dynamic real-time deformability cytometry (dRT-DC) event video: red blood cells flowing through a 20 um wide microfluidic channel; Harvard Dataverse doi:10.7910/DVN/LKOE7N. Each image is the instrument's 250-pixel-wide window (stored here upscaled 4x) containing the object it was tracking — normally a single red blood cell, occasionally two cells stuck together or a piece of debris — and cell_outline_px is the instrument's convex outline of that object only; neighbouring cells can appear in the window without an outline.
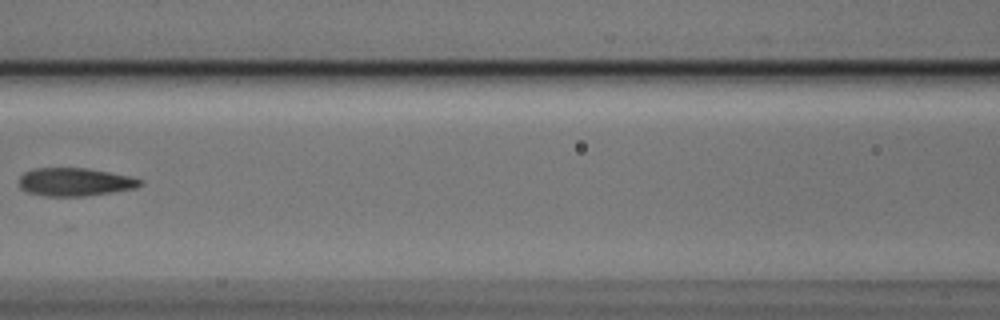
{"species": "Egyptian fruit bat (a non-hibernating species)", "species_latin": "Rousettus aegyptiacus", "temperature_condition": "cold", "stored_images_in_passage": 7, "camera_frame_rate_fps": 3000, "um_per_image_px": 0.085, "animal": {"sex": "male"}, "frame": {"image": 1, "passage_image": 6, "time_ms": 1.667, "image_size_px": [1000, 320], "cell_outline_px": [[144, 184], [136, 188], [112, 192], [84, 196], [48, 196], [28, 192], [20, 188], [20, 176], [24, 172], [32, 168], [88, 168], [128, 176], [144, 180]], "centroid_in_image_um": [6.38, 15.46], "position_along_channel_um": 160.2, "area_um2": 19.83}}
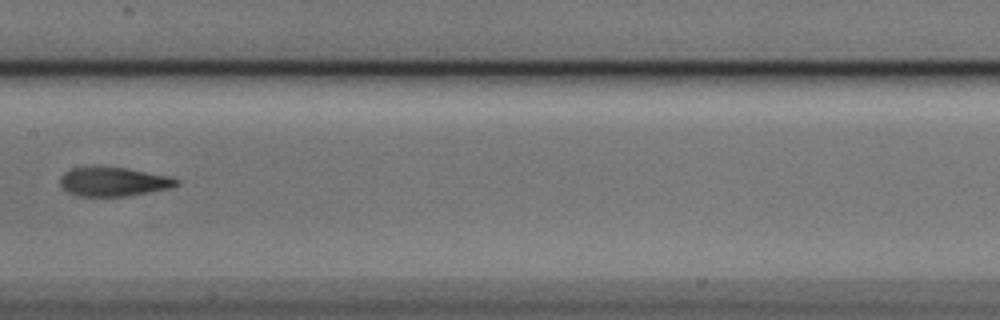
{"frame": {"image": 2, "passage_image": 7, "time_ms": 2.0, "image_size_px": [1000, 320], "cell_outline_px": [[180, 184], [168, 188], [128, 196], [76, 196], [68, 192], [60, 184], [60, 176], [64, 172], [72, 168], [128, 168], [168, 176], [180, 180]], "centroid_in_image_um": [9.65, 15.46], "position_along_channel_um": 197.8, "area_um2": 19.36}}